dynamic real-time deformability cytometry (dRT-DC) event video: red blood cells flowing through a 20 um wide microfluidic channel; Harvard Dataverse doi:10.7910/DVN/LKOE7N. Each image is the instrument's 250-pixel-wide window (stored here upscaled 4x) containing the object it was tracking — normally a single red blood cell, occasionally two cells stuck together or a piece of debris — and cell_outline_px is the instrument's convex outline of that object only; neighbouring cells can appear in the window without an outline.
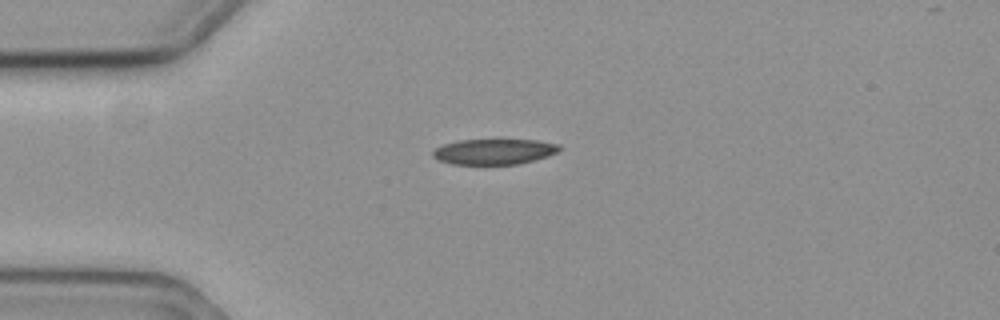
{"species": "common noctule bat (a hibernating species)", "species_latin": "Nyctalus noctula", "temperature_condition": "cold", "stored_images_in_passage": 37, "camera_frame_rate_fps": 3000, "um_per_image_px": 0.085, "animal": {"sex": "female", "body_mass_g": 19.3, "forearm_length_mm": 54.1}, "frame": {"image": 1, "passage_image": 1, "time_ms": 0.0, "image_size_px": [1000, 320], "cell_outline_px": [[564, 148], [556, 152], [532, 160], [516, 164], [452, 164], [440, 160], [432, 156], [432, 152], [436, 148], [444, 144], [460, 140], [536, 140], [560, 144]], "centroid_in_image_um": [42.0, 12.88], "position_along_channel_um": 43.0, "area_um2": 18.55}}
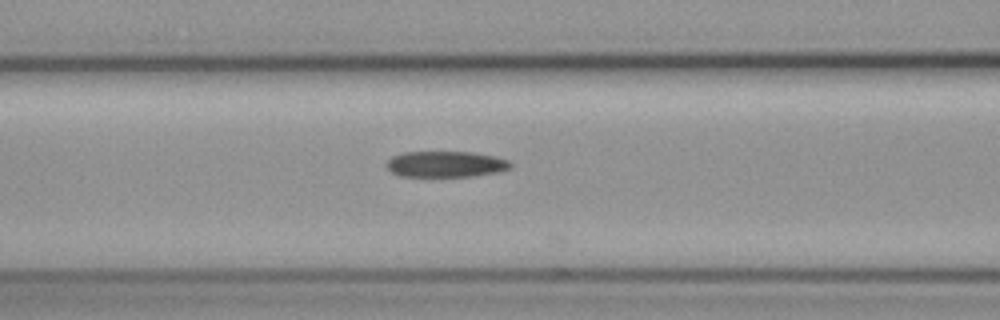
{"frame": {"image": 2, "passage_image": 10, "time_ms": 3.0, "image_size_px": [1000, 320], "cell_outline_px": [[512, 164], [508, 168], [500, 172], [472, 176], [400, 176], [392, 172], [388, 168], [388, 160], [392, 156], [404, 152], [472, 152], [496, 156], [508, 160]], "centroid_in_image_um": [37.91, 13.95], "position_along_channel_um": 128.7, "area_um2": 18.67}}
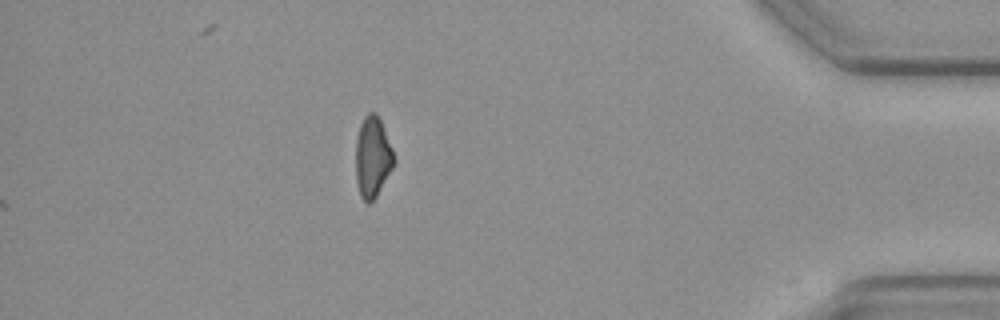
{"frame": {"image": 3, "passage_image": 37, "time_ms": 12.0, "image_size_px": [1000, 320], "cell_outline_px": [[396, 164], [376, 196], [368, 204], [360, 196], [356, 180], [356, 140], [360, 124], [364, 116], [368, 112], [376, 112], [380, 120], [392, 148], [396, 160]], "centroid_in_image_um": [31.68, 13.35], "position_along_channel_um": 403.5, "area_um2": 18.09}}